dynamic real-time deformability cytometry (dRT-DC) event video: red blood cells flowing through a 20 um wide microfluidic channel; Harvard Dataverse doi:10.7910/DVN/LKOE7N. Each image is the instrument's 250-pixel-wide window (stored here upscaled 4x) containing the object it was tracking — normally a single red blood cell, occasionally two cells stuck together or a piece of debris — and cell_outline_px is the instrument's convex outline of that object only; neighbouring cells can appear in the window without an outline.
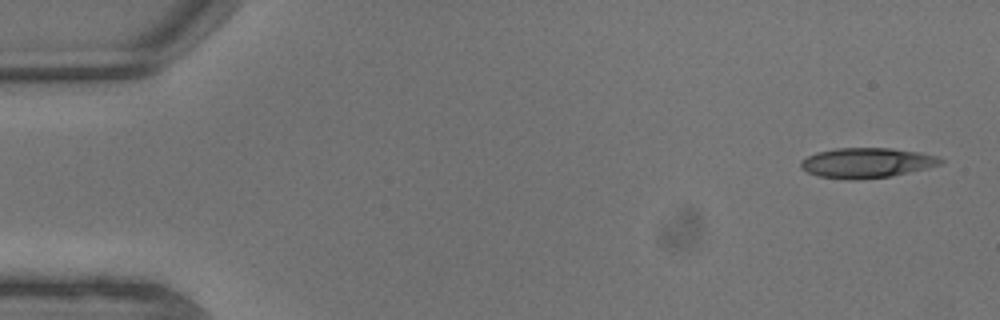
{"species": "common noctule bat (a hibernating species)", "species_latin": "Nyctalus noctula", "temperature_condition": "warm", "stored_images_in_passage": 6, "camera_frame_rate_fps": 3000, "um_per_image_px": 0.085, "animal": {"sex": "male", "body_mass_g": 13.3}, "frame": {"image": 1, "passage_image": 1, "time_ms": 0.0, "image_size_px": [1000, 320], "cell_outline_px": [[944, 160], [940, 164], [928, 168], [892, 176], [856, 180], [844, 180], [820, 176], [808, 172], [800, 168], [800, 160], [816, 152], [836, 148], [892, 148], [920, 152], [936, 156]], "centroid_in_image_um": [73.65, 13.84], "position_along_channel_um": 11.4, "area_um2": 24.62}}
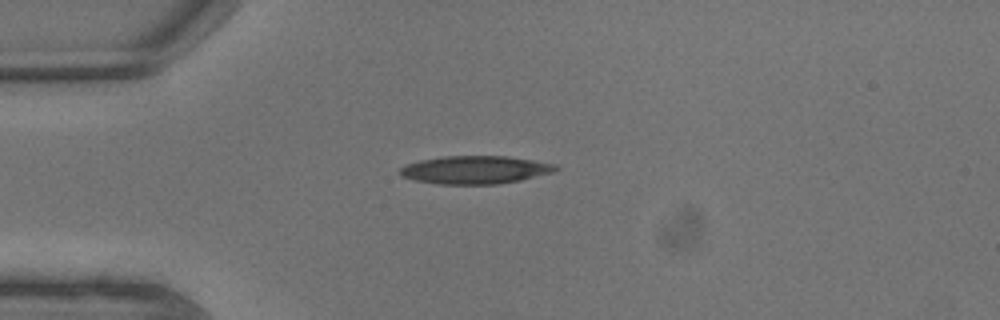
{"frame": {"image": 2, "passage_image": 5, "time_ms": 1.333, "image_size_px": [1000, 320], "cell_outline_px": [[560, 168], [556, 172], [520, 180], [500, 184], [440, 184], [416, 180], [400, 176], [400, 168], [404, 164], [420, 160], [444, 156], [508, 156], [556, 164]], "centroid_in_image_um": [40.42, 14.43], "position_along_channel_um": 44.6, "area_um2": 25.55}}